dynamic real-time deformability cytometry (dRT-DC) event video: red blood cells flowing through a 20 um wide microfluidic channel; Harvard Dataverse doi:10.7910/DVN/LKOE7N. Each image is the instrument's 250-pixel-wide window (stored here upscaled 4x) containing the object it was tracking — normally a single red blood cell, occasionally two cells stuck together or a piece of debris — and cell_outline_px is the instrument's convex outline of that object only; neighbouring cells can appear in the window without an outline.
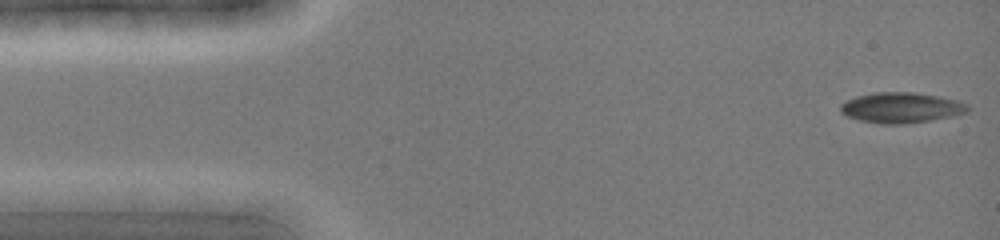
{"species": "common noctule bat (a hibernating species)", "species_latin": "Nyctalus noctula", "temperature_condition": "cold", "stored_images_in_passage": 16, "camera_frame_rate_fps": 3000, "um_per_image_px": 0.085, "animal": {"sex": "female", "body_mass_g": 19.0, "forearm_length_mm": 51.5}, "frame": {"image": 1, "passage_image": 1, "time_ms": 0.0, "image_size_px": [1000, 240], "cell_outline_px": [[972, 108], [968, 112], [956, 116], [908, 124], [880, 124], [860, 120], [848, 116], [840, 112], [840, 104], [856, 96], [872, 92], [912, 92], [936, 96], [956, 100], [968, 104]], "centroid_in_image_um": [76.64, 9.16], "position_along_channel_um": 8.4, "area_um2": 22.83}}
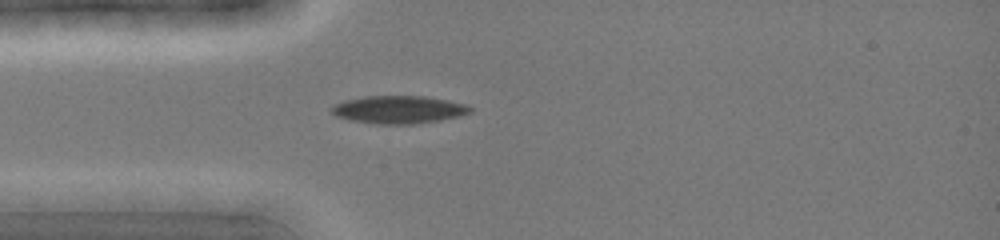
{"frame": {"image": 2, "passage_image": 9, "time_ms": 3.333, "image_size_px": [1000, 240], "cell_outline_px": [[472, 112], [460, 116], [440, 120], [412, 124], [380, 124], [352, 120], [336, 116], [328, 108], [332, 104], [344, 100], [364, 96], [424, 96], [448, 100], [468, 104], [472, 108]], "centroid_in_image_um": [33.89, 9.3], "position_along_channel_um": 51.1, "area_um2": 22.6}}
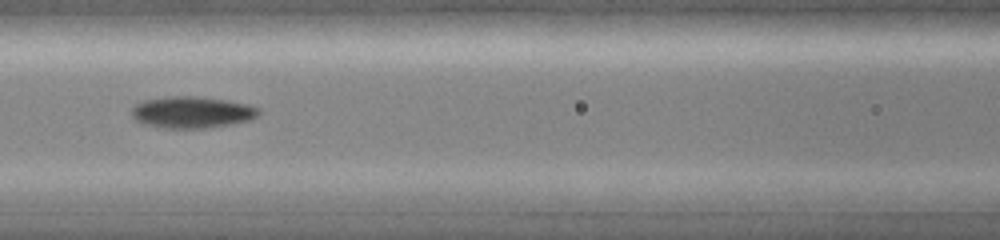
{"frame": {"image": 3, "passage_image": 14, "time_ms": 5.667, "image_size_px": [1000, 240], "cell_outline_px": [[260, 112], [256, 116], [248, 120], [228, 124], [204, 128], [164, 128], [144, 124], [136, 120], [132, 116], [132, 108], [136, 104], [144, 100], [172, 96], [196, 96], [224, 100], [248, 104], [260, 108]], "centroid_in_image_um": [16.3, 9.54], "position_along_channel_um": 150.3, "area_um2": 23.12}}